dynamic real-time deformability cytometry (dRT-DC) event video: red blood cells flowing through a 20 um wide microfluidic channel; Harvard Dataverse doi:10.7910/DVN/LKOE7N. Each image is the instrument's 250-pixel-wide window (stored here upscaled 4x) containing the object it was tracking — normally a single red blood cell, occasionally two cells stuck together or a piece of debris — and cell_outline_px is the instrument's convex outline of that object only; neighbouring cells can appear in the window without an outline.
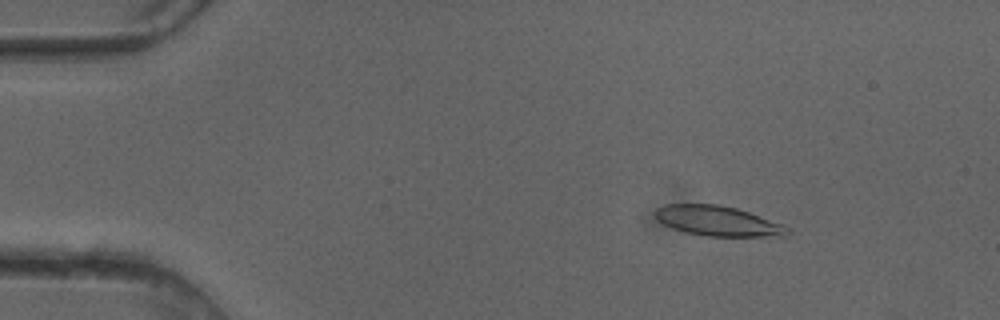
{"species": "common noctule bat (a hibernating species)", "species_latin": "Nyctalus noctula", "temperature_condition": "cold", "stored_images_in_passage": 18, "camera_frame_rate_fps": 3000, "um_per_image_px": 0.085, "animal": {"sex": "female"}, "frame": {"image": 1, "passage_image": 7, "time_ms": 2.0, "image_size_px": [1000, 320], "cell_outline_px": [[792, 232], [784, 236], [708, 236], [684, 232], [672, 228], [664, 224], [656, 216], [656, 208], [664, 204], [720, 204], [736, 208], [748, 212], [780, 224], [788, 228]], "centroid_in_image_um": [60.99, 18.78], "position_along_channel_um": 24.0, "area_um2": 22.83}}
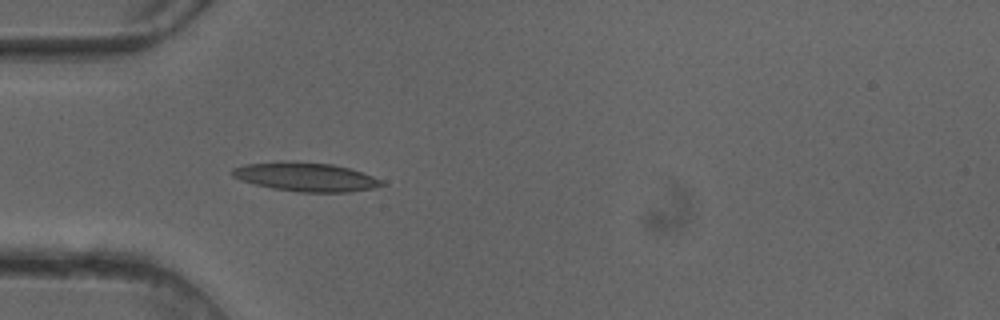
{"frame": {"image": 2, "passage_image": 15, "time_ms": 4.667, "image_size_px": [1000, 320], "cell_outline_px": [[388, 184], [372, 188], [352, 192], [296, 192], [272, 188], [240, 180], [232, 176], [232, 168], [244, 164], [280, 160], [292, 160], [332, 164], [348, 168], [384, 180]], "centroid_in_image_um": [25.98, 15.02], "position_along_channel_um": 59.0, "area_um2": 25.49}}